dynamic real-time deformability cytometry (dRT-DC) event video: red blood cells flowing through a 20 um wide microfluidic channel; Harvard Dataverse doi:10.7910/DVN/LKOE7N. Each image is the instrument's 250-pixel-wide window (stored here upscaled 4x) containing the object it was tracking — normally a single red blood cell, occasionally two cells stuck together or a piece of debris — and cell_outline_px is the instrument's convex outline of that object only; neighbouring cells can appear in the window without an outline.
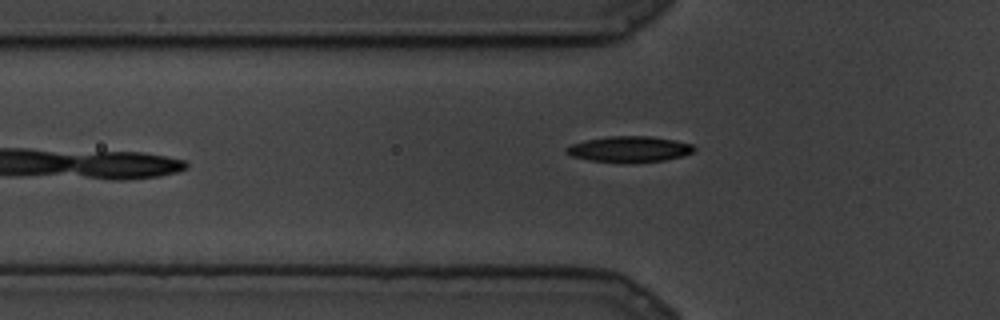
{"species": "common noctule bat (a hibernating species)", "species_latin": "Nyctalus noctula", "temperature_condition": "cold", "stored_images_in_passage": 32, "camera_frame_rate_fps": 3000, "um_per_image_px": 0.085, "animal": {"sex": "male", "body_mass_g": 19.5, "forearm_length_mm": 54.6}, "frame": {"image": 1, "passage_image": 6, "time_ms": 1.667, "image_size_px": [1000, 320], "cell_outline_px": [[696, 152], [684, 156], [664, 160], [628, 164], [624, 164], [588, 160], [572, 156], [564, 152], [564, 148], [572, 144], [588, 140], [608, 136], [652, 136], [676, 140], [692, 144], [696, 148]], "centroid_in_image_um": [53.53, 12.7], "position_along_channel_um": 72.3, "area_um2": 19.77}}
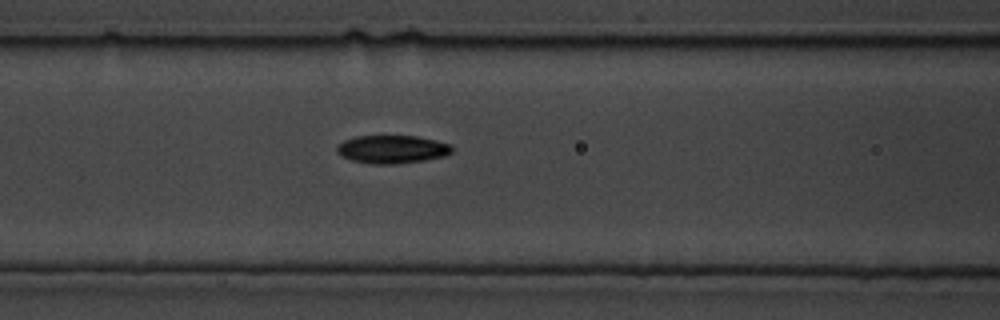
{"frame": {"image": 2, "passage_image": 14, "time_ms": 4.333, "image_size_px": [1000, 320], "cell_outline_px": [[452, 152], [444, 156], [424, 160], [392, 164], [376, 164], [352, 160], [340, 156], [336, 152], [336, 144], [344, 140], [356, 136], [416, 136], [436, 140], [452, 144]], "centroid_in_image_um": [33.3, 12.68], "position_along_channel_um": 133.3, "area_um2": 18.9}}
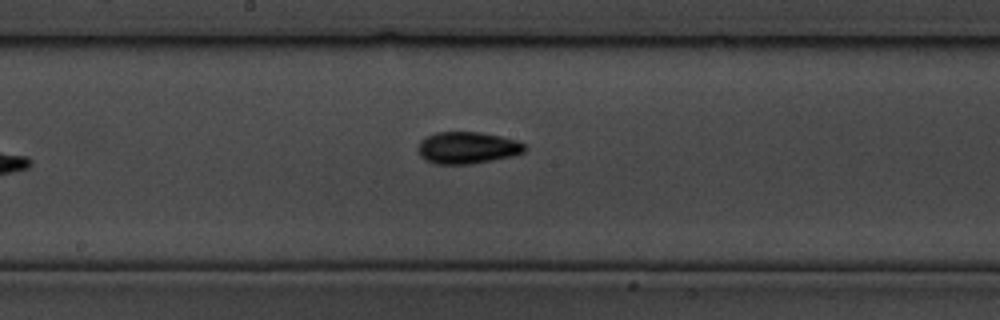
{"frame": {"image": 3, "passage_image": 24, "time_ms": 7.667, "image_size_px": [1000, 320], "cell_outline_px": [[528, 148], [524, 152], [512, 156], [472, 164], [432, 164], [424, 160], [420, 156], [420, 140], [436, 132], [480, 132], [500, 136], [516, 140], [528, 144]], "centroid_in_image_um": [39.77, 12.56], "position_along_channel_um": 208.4, "area_um2": 19.94}}